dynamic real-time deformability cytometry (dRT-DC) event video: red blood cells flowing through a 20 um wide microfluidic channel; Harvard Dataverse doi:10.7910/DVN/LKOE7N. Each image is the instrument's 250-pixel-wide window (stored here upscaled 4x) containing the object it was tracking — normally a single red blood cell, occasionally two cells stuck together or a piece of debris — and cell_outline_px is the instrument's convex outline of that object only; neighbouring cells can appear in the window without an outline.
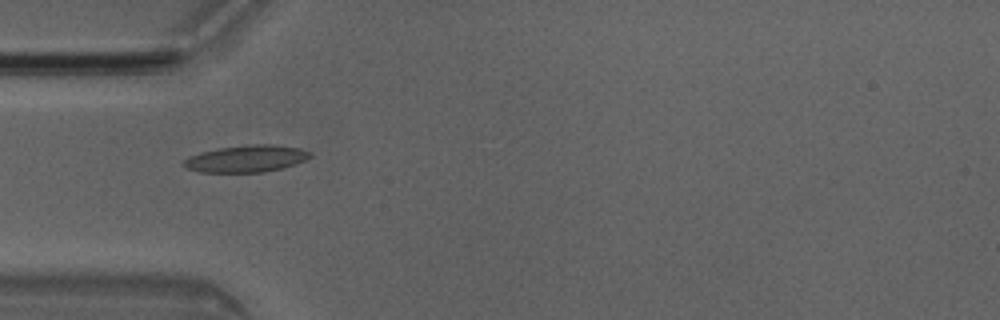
{"species": "Egyptian fruit bat (a non-hibernating species)", "species_latin": "Rousettus aegyptiacus", "temperature_condition": "room temperature", "stored_images_in_passage": 4, "camera_frame_rate_fps": 3000, "um_per_image_px": 0.085, "animal": {"sex": "male"}, "frame": {"image": 1, "passage_image": 2, "time_ms": 0.333, "image_size_px": [1000, 320], "cell_outline_px": [[312, 156], [304, 160], [284, 168], [264, 172], [200, 172], [188, 168], [180, 164], [188, 156], [200, 152], [220, 148], [248, 144], [272, 144], [300, 148], [312, 152]], "centroid_in_image_um": [20.94, 13.48], "position_along_channel_um": 64.1, "area_um2": 19.94}}